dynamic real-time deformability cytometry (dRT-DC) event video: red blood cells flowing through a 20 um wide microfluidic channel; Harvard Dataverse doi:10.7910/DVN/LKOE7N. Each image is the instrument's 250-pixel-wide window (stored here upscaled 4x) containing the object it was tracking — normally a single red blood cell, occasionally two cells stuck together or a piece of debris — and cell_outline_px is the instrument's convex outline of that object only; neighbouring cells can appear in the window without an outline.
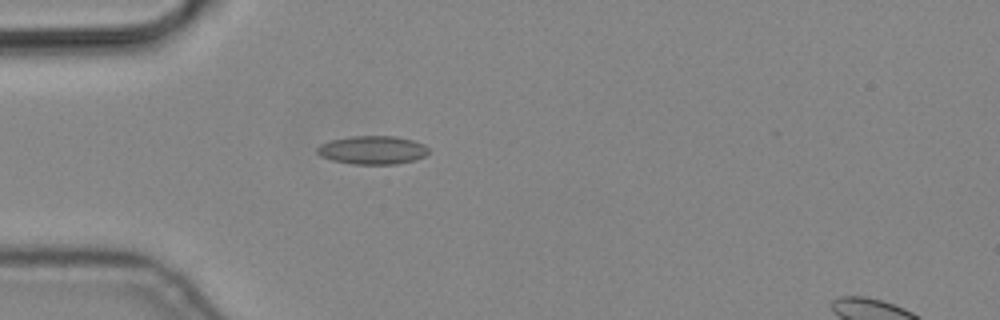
{"species": "common noctule bat (a hibernating species)", "species_latin": "Nyctalus noctula", "temperature_condition": "cold", "stored_images_in_passage": 6, "camera_frame_rate_fps": 3000, "um_per_image_px": 0.085, "animal": {"sex": "male", "body_mass_g": 19.2, "forearm_length_mm": 51.8}, "frame": {"image": 1, "passage_image": 6, "time_ms": 1.667, "image_size_px": [1000, 320], "cell_outline_px": [[428, 152], [424, 156], [416, 160], [396, 164], [352, 164], [332, 160], [320, 156], [316, 152], [316, 148], [320, 144], [332, 140], [352, 136], [396, 136], [412, 140], [424, 144], [428, 148]], "centroid_in_image_um": [31.66, 12.76], "position_along_channel_um": 53.3, "area_um2": 18.5}}